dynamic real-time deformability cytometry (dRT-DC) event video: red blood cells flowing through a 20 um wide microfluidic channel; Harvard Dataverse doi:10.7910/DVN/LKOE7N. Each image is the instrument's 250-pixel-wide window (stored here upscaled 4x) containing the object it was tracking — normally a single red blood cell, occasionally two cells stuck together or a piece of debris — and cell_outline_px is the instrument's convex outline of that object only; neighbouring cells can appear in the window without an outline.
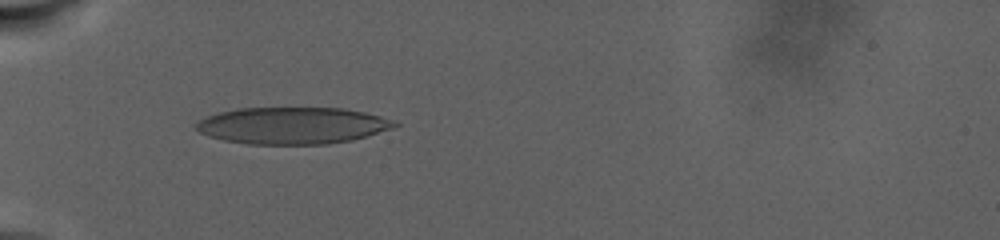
{"species": "human", "species_latin": "Homo sapiens", "temperature_condition": "warm", "stored_images_in_passage": 19, "camera_frame_rate_fps": 3000, "um_per_image_px": 0.085, "donor": {"sex": "male"}, "frame": {"image": 1, "passage_image": 16, "time_ms": 10.0, "image_size_px": [1000, 240], "cell_outline_px": [[400, 124], [392, 128], [352, 140], [328, 144], [248, 144], [224, 140], [208, 136], [200, 132], [196, 128], [196, 124], [200, 120], [208, 116], [220, 112], [240, 108], [340, 108], [364, 112], [380, 116]], "centroid_in_image_um": [24.84, 10.67], "position_along_channel_um": 60.2, "area_um2": 42.19}}
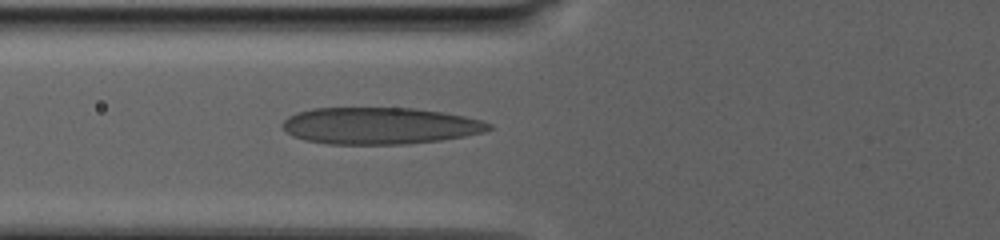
{"frame": {"image": 2, "passage_image": 19, "time_ms": 12.0, "image_size_px": [1000, 240], "cell_outline_px": [[492, 128], [484, 132], [464, 136], [440, 140], [408, 144], [328, 144], [304, 140], [292, 136], [280, 124], [288, 116], [296, 112], [312, 108], [412, 108], [440, 112], [464, 116], [480, 120], [492, 124]], "centroid_in_image_um": [32.25, 10.69], "position_along_channel_um": 93.6, "area_um2": 44.22}}